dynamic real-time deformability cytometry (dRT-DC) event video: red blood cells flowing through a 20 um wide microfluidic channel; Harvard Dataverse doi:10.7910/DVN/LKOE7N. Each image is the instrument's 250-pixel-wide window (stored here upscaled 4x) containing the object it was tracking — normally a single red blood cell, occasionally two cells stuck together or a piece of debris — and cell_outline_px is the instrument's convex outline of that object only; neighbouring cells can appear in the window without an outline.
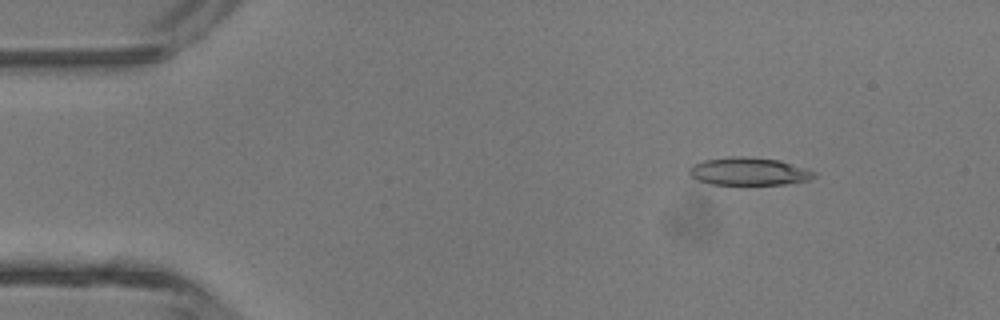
{"species": "common noctule bat (a hibernating species)", "species_latin": "Nyctalus noctula", "temperature_condition": "room temperature", "stored_images_in_passage": 4, "camera_frame_rate_fps": 3000, "um_per_image_px": 0.085, "animal": {"sex": "male", "body_mass_g": 13.3}, "frame": {"image": 1, "passage_image": 2, "time_ms": 1.333, "image_size_px": [1000, 320], "cell_outline_px": [[816, 176], [812, 180], [784, 184], [712, 184], [696, 180], [688, 172], [688, 168], [692, 164], [704, 160], [732, 156], [748, 156], [780, 160], [816, 172]], "centroid_in_image_um": [63.64, 14.56], "position_along_channel_um": 21.4, "area_um2": 20.35}}